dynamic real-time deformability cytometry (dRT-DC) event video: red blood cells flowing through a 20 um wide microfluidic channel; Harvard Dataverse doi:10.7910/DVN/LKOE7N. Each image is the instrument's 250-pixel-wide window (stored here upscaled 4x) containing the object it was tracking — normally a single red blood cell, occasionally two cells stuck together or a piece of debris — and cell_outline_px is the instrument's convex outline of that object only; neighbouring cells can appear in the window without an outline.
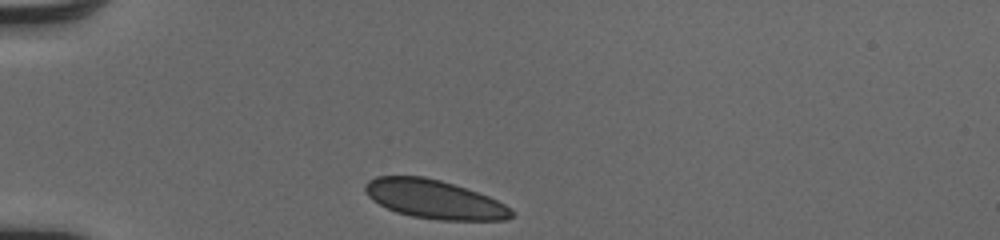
{"species": "human", "species_latin": "Homo sapiens", "temperature_condition": "cold", "stored_images_in_passage": 32, "camera_frame_rate_fps": 3000, "um_per_image_px": 0.085, "donor": {"sex": "male"}, "frame": {"image": 1, "passage_image": 1, "time_ms": 0.0, "image_size_px": [1000, 240], "cell_outline_px": [[512, 216], [504, 220], [436, 220], [412, 216], [396, 212], [372, 200], [364, 192], [364, 184], [368, 180], [376, 176], [424, 176], [440, 180], [488, 196], [504, 204], [512, 212]], "centroid_in_image_um": [36.85, 16.93], "position_along_channel_um": 48.1, "area_um2": 32.77}}
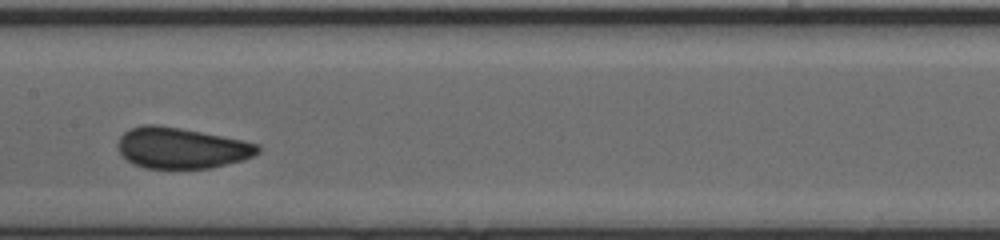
{"frame": {"image": 2, "passage_image": 14, "time_ms": 4.333, "image_size_px": [1000, 240], "cell_outline_px": [[260, 152], [244, 160], [212, 168], [144, 168], [132, 164], [120, 152], [120, 136], [124, 132], [132, 128], [144, 124], [156, 124], [180, 128], [244, 140], [260, 144]], "centroid_in_image_um": [15.47, 12.58], "position_along_channel_um": 191.9, "area_um2": 33.29}}
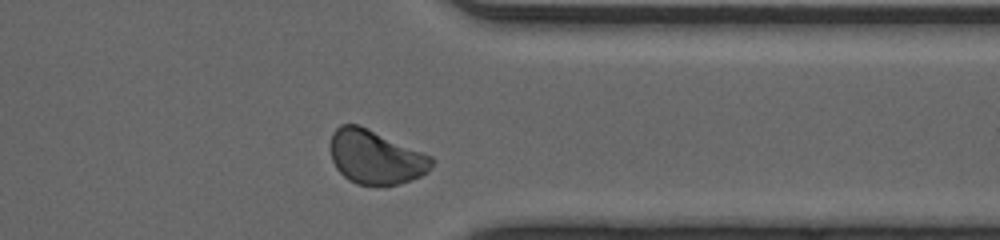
{"frame": {"image": 3, "passage_image": 28, "time_ms": 9.0, "image_size_px": [1000, 240], "cell_outline_px": [[436, 160], [428, 172], [420, 176], [400, 184], [356, 184], [348, 180], [336, 168], [332, 160], [328, 144], [332, 132], [340, 124], [360, 124], [432, 156]], "centroid_in_image_um": [31.9, 13.32], "position_along_channel_um": 379.5, "area_um2": 32.19}, "authors_computed_cell_mechanics": {"area_um2": 32.6859, "velocity_mm_per_s": 4.0513, "shape_relaxation_time_tau1_ms": 8.0232, "shape_relaxation_time_tau2_ms": null, "deformation_change_tau1": 0.1231, "deformation_change_tau2": null}}